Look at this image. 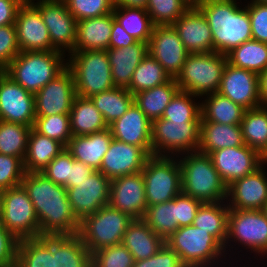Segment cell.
Wrapping results in <instances>:
<instances>
[{"label":"cell","instance_id":"obj_38","mask_svg":"<svg viewBox=\"0 0 267 267\" xmlns=\"http://www.w3.org/2000/svg\"><path fill=\"white\" fill-rule=\"evenodd\" d=\"M240 126L244 143L264 156L267 153V106L245 110Z\"/></svg>","mask_w":267,"mask_h":267},{"label":"cell","instance_id":"obj_48","mask_svg":"<svg viewBox=\"0 0 267 267\" xmlns=\"http://www.w3.org/2000/svg\"><path fill=\"white\" fill-rule=\"evenodd\" d=\"M133 265V255L122 243L92 253L91 267H133Z\"/></svg>","mask_w":267,"mask_h":267},{"label":"cell","instance_id":"obj_65","mask_svg":"<svg viewBox=\"0 0 267 267\" xmlns=\"http://www.w3.org/2000/svg\"><path fill=\"white\" fill-rule=\"evenodd\" d=\"M122 0H111L114 6H117Z\"/></svg>","mask_w":267,"mask_h":267},{"label":"cell","instance_id":"obj_63","mask_svg":"<svg viewBox=\"0 0 267 267\" xmlns=\"http://www.w3.org/2000/svg\"><path fill=\"white\" fill-rule=\"evenodd\" d=\"M4 190L0 189V220L3 213Z\"/></svg>","mask_w":267,"mask_h":267},{"label":"cell","instance_id":"obj_49","mask_svg":"<svg viewBox=\"0 0 267 267\" xmlns=\"http://www.w3.org/2000/svg\"><path fill=\"white\" fill-rule=\"evenodd\" d=\"M64 2L76 21L107 15L112 13L115 7L111 0H64Z\"/></svg>","mask_w":267,"mask_h":267},{"label":"cell","instance_id":"obj_44","mask_svg":"<svg viewBox=\"0 0 267 267\" xmlns=\"http://www.w3.org/2000/svg\"><path fill=\"white\" fill-rule=\"evenodd\" d=\"M32 127L0 120V154L25 158Z\"/></svg>","mask_w":267,"mask_h":267},{"label":"cell","instance_id":"obj_69","mask_svg":"<svg viewBox=\"0 0 267 267\" xmlns=\"http://www.w3.org/2000/svg\"><path fill=\"white\" fill-rule=\"evenodd\" d=\"M211 1H234V0H211Z\"/></svg>","mask_w":267,"mask_h":267},{"label":"cell","instance_id":"obj_19","mask_svg":"<svg viewBox=\"0 0 267 267\" xmlns=\"http://www.w3.org/2000/svg\"><path fill=\"white\" fill-rule=\"evenodd\" d=\"M109 205L133 219H143L147 204L142 171L111 179Z\"/></svg>","mask_w":267,"mask_h":267},{"label":"cell","instance_id":"obj_42","mask_svg":"<svg viewBox=\"0 0 267 267\" xmlns=\"http://www.w3.org/2000/svg\"><path fill=\"white\" fill-rule=\"evenodd\" d=\"M171 78L162 65L148 53L135 69L127 89L134 95L165 84Z\"/></svg>","mask_w":267,"mask_h":267},{"label":"cell","instance_id":"obj_33","mask_svg":"<svg viewBox=\"0 0 267 267\" xmlns=\"http://www.w3.org/2000/svg\"><path fill=\"white\" fill-rule=\"evenodd\" d=\"M72 136H84L108 128L102 114L90 98L76 96L69 113Z\"/></svg>","mask_w":267,"mask_h":267},{"label":"cell","instance_id":"obj_64","mask_svg":"<svg viewBox=\"0 0 267 267\" xmlns=\"http://www.w3.org/2000/svg\"><path fill=\"white\" fill-rule=\"evenodd\" d=\"M16 2H18L20 5H33L34 4V0H15Z\"/></svg>","mask_w":267,"mask_h":267},{"label":"cell","instance_id":"obj_61","mask_svg":"<svg viewBox=\"0 0 267 267\" xmlns=\"http://www.w3.org/2000/svg\"><path fill=\"white\" fill-rule=\"evenodd\" d=\"M148 0H122L117 6L146 9Z\"/></svg>","mask_w":267,"mask_h":267},{"label":"cell","instance_id":"obj_67","mask_svg":"<svg viewBox=\"0 0 267 267\" xmlns=\"http://www.w3.org/2000/svg\"><path fill=\"white\" fill-rule=\"evenodd\" d=\"M267 162V153L263 156V163L265 164Z\"/></svg>","mask_w":267,"mask_h":267},{"label":"cell","instance_id":"obj_1","mask_svg":"<svg viewBox=\"0 0 267 267\" xmlns=\"http://www.w3.org/2000/svg\"><path fill=\"white\" fill-rule=\"evenodd\" d=\"M25 188L40 225V237L78 234L80 222L75 217L63 185L55 184L41 173H25Z\"/></svg>","mask_w":267,"mask_h":267},{"label":"cell","instance_id":"obj_35","mask_svg":"<svg viewBox=\"0 0 267 267\" xmlns=\"http://www.w3.org/2000/svg\"><path fill=\"white\" fill-rule=\"evenodd\" d=\"M208 99L201 104V121L228 125H239L243 119L245 108L234 103L218 92L209 93Z\"/></svg>","mask_w":267,"mask_h":267},{"label":"cell","instance_id":"obj_23","mask_svg":"<svg viewBox=\"0 0 267 267\" xmlns=\"http://www.w3.org/2000/svg\"><path fill=\"white\" fill-rule=\"evenodd\" d=\"M263 164L254 172L231 183L227 195L228 207L239 210H263L267 202V177ZM232 198V200H231Z\"/></svg>","mask_w":267,"mask_h":267},{"label":"cell","instance_id":"obj_31","mask_svg":"<svg viewBox=\"0 0 267 267\" xmlns=\"http://www.w3.org/2000/svg\"><path fill=\"white\" fill-rule=\"evenodd\" d=\"M92 254L78 234L53 235V267H91Z\"/></svg>","mask_w":267,"mask_h":267},{"label":"cell","instance_id":"obj_6","mask_svg":"<svg viewBox=\"0 0 267 267\" xmlns=\"http://www.w3.org/2000/svg\"><path fill=\"white\" fill-rule=\"evenodd\" d=\"M227 62L219 52L190 53L175 78L179 90L199 97L217 92Z\"/></svg>","mask_w":267,"mask_h":267},{"label":"cell","instance_id":"obj_47","mask_svg":"<svg viewBox=\"0 0 267 267\" xmlns=\"http://www.w3.org/2000/svg\"><path fill=\"white\" fill-rule=\"evenodd\" d=\"M188 9L182 0H148L145 10L154 25H172Z\"/></svg>","mask_w":267,"mask_h":267},{"label":"cell","instance_id":"obj_26","mask_svg":"<svg viewBox=\"0 0 267 267\" xmlns=\"http://www.w3.org/2000/svg\"><path fill=\"white\" fill-rule=\"evenodd\" d=\"M106 51L114 85L127 88L135 69L148 54V43L137 41L127 47L109 48Z\"/></svg>","mask_w":267,"mask_h":267},{"label":"cell","instance_id":"obj_30","mask_svg":"<svg viewBox=\"0 0 267 267\" xmlns=\"http://www.w3.org/2000/svg\"><path fill=\"white\" fill-rule=\"evenodd\" d=\"M245 145L241 126L214 122H200L198 151L210 154L213 151Z\"/></svg>","mask_w":267,"mask_h":267},{"label":"cell","instance_id":"obj_7","mask_svg":"<svg viewBox=\"0 0 267 267\" xmlns=\"http://www.w3.org/2000/svg\"><path fill=\"white\" fill-rule=\"evenodd\" d=\"M165 243L185 267H209L225 252L214 236L193 225L179 227Z\"/></svg>","mask_w":267,"mask_h":267},{"label":"cell","instance_id":"obj_8","mask_svg":"<svg viewBox=\"0 0 267 267\" xmlns=\"http://www.w3.org/2000/svg\"><path fill=\"white\" fill-rule=\"evenodd\" d=\"M132 221L129 215L108 204L80 222L78 235L92 254L98 249L122 243Z\"/></svg>","mask_w":267,"mask_h":267},{"label":"cell","instance_id":"obj_32","mask_svg":"<svg viewBox=\"0 0 267 267\" xmlns=\"http://www.w3.org/2000/svg\"><path fill=\"white\" fill-rule=\"evenodd\" d=\"M64 148L58 141L50 139L32 128L23 160L25 173H41Z\"/></svg>","mask_w":267,"mask_h":267},{"label":"cell","instance_id":"obj_28","mask_svg":"<svg viewBox=\"0 0 267 267\" xmlns=\"http://www.w3.org/2000/svg\"><path fill=\"white\" fill-rule=\"evenodd\" d=\"M112 139L111 131L107 128L89 135L73 136L66 149L75 160L99 170Z\"/></svg>","mask_w":267,"mask_h":267},{"label":"cell","instance_id":"obj_3","mask_svg":"<svg viewBox=\"0 0 267 267\" xmlns=\"http://www.w3.org/2000/svg\"><path fill=\"white\" fill-rule=\"evenodd\" d=\"M186 155L179 159L182 193L203 203L227 200V186L214 168L210 155L199 151Z\"/></svg>","mask_w":267,"mask_h":267},{"label":"cell","instance_id":"obj_37","mask_svg":"<svg viewBox=\"0 0 267 267\" xmlns=\"http://www.w3.org/2000/svg\"><path fill=\"white\" fill-rule=\"evenodd\" d=\"M202 203L199 207L192 225L209 232L214 236L226 250V239L228 235V212L229 207L225 204ZM224 206V207H223Z\"/></svg>","mask_w":267,"mask_h":267},{"label":"cell","instance_id":"obj_20","mask_svg":"<svg viewBox=\"0 0 267 267\" xmlns=\"http://www.w3.org/2000/svg\"><path fill=\"white\" fill-rule=\"evenodd\" d=\"M217 92L246 110L261 106L258 74L234 67L228 62L224 68Z\"/></svg>","mask_w":267,"mask_h":267},{"label":"cell","instance_id":"obj_57","mask_svg":"<svg viewBox=\"0 0 267 267\" xmlns=\"http://www.w3.org/2000/svg\"><path fill=\"white\" fill-rule=\"evenodd\" d=\"M95 171L91 166L86 165L84 162L75 160L71 154V172L70 178L63 185L65 188H71L76 186V183H80L85 179H88L89 176Z\"/></svg>","mask_w":267,"mask_h":267},{"label":"cell","instance_id":"obj_13","mask_svg":"<svg viewBox=\"0 0 267 267\" xmlns=\"http://www.w3.org/2000/svg\"><path fill=\"white\" fill-rule=\"evenodd\" d=\"M33 5L48 28L52 45L59 51L71 53L76 42L77 21L64 0H39Z\"/></svg>","mask_w":267,"mask_h":267},{"label":"cell","instance_id":"obj_66","mask_svg":"<svg viewBox=\"0 0 267 267\" xmlns=\"http://www.w3.org/2000/svg\"><path fill=\"white\" fill-rule=\"evenodd\" d=\"M263 211H264V213H265V215H266V217H267V202H266V204H265V206H264V208H263Z\"/></svg>","mask_w":267,"mask_h":267},{"label":"cell","instance_id":"obj_54","mask_svg":"<svg viewBox=\"0 0 267 267\" xmlns=\"http://www.w3.org/2000/svg\"><path fill=\"white\" fill-rule=\"evenodd\" d=\"M133 267H185L179 256L165 243L154 255L134 261Z\"/></svg>","mask_w":267,"mask_h":267},{"label":"cell","instance_id":"obj_18","mask_svg":"<svg viewBox=\"0 0 267 267\" xmlns=\"http://www.w3.org/2000/svg\"><path fill=\"white\" fill-rule=\"evenodd\" d=\"M76 96L73 74L66 67L35 94V115L69 114Z\"/></svg>","mask_w":267,"mask_h":267},{"label":"cell","instance_id":"obj_5","mask_svg":"<svg viewBox=\"0 0 267 267\" xmlns=\"http://www.w3.org/2000/svg\"><path fill=\"white\" fill-rule=\"evenodd\" d=\"M69 59L77 96L90 98L115 87L106 50L72 51Z\"/></svg>","mask_w":267,"mask_h":267},{"label":"cell","instance_id":"obj_16","mask_svg":"<svg viewBox=\"0 0 267 267\" xmlns=\"http://www.w3.org/2000/svg\"><path fill=\"white\" fill-rule=\"evenodd\" d=\"M148 53L172 78H176L181 72L186 57L190 54L173 25L154 26L148 41Z\"/></svg>","mask_w":267,"mask_h":267},{"label":"cell","instance_id":"obj_21","mask_svg":"<svg viewBox=\"0 0 267 267\" xmlns=\"http://www.w3.org/2000/svg\"><path fill=\"white\" fill-rule=\"evenodd\" d=\"M17 44L20 51H54L47 26L34 5H21L16 20Z\"/></svg>","mask_w":267,"mask_h":267},{"label":"cell","instance_id":"obj_50","mask_svg":"<svg viewBox=\"0 0 267 267\" xmlns=\"http://www.w3.org/2000/svg\"><path fill=\"white\" fill-rule=\"evenodd\" d=\"M25 170L19 157L0 154V189L21 185Z\"/></svg>","mask_w":267,"mask_h":267},{"label":"cell","instance_id":"obj_41","mask_svg":"<svg viewBox=\"0 0 267 267\" xmlns=\"http://www.w3.org/2000/svg\"><path fill=\"white\" fill-rule=\"evenodd\" d=\"M113 14L128 34L137 41L148 43L155 25L145 9L115 6Z\"/></svg>","mask_w":267,"mask_h":267},{"label":"cell","instance_id":"obj_22","mask_svg":"<svg viewBox=\"0 0 267 267\" xmlns=\"http://www.w3.org/2000/svg\"><path fill=\"white\" fill-rule=\"evenodd\" d=\"M149 157L141 147L113 138L102 159L99 171L110 180L139 173Z\"/></svg>","mask_w":267,"mask_h":267},{"label":"cell","instance_id":"obj_39","mask_svg":"<svg viewBox=\"0 0 267 267\" xmlns=\"http://www.w3.org/2000/svg\"><path fill=\"white\" fill-rule=\"evenodd\" d=\"M107 126L122 117L134 102V95L124 87H114L90 97Z\"/></svg>","mask_w":267,"mask_h":267},{"label":"cell","instance_id":"obj_43","mask_svg":"<svg viewBox=\"0 0 267 267\" xmlns=\"http://www.w3.org/2000/svg\"><path fill=\"white\" fill-rule=\"evenodd\" d=\"M143 220L166 241L179 227L177 224L176 197L165 203L148 206Z\"/></svg>","mask_w":267,"mask_h":267},{"label":"cell","instance_id":"obj_45","mask_svg":"<svg viewBox=\"0 0 267 267\" xmlns=\"http://www.w3.org/2000/svg\"><path fill=\"white\" fill-rule=\"evenodd\" d=\"M192 96L197 97L179 90L165 108L161 118L170 121H201V104L197 105Z\"/></svg>","mask_w":267,"mask_h":267},{"label":"cell","instance_id":"obj_4","mask_svg":"<svg viewBox=\"0 0 267 267\" xmlns=\"http://www.w3.org/2000/svg\"><path fill=\"white\" fill-rule=\"evenodd\" d=\"M63 54L59 50L20 51L3 71L35 95L67 67Z\"/></svg>","mask_w":267,"mask_h":267},{"label":"cell","instance_id":"obj_17","mask_svg":"<svg viewBox=\"0 0 267 267\" xmlns=\"http://www.w3.org/2000/svg\"><path fill=\"white\" fill-rule=\"evenodd\" d=\"M214 168L228 187L234 181L254 172L263 163V156L246 144L211 152Z\"/></svg>","mask_w":267,"mask_h":267},{"label":"cell","instance_id":"obj_60","mask_svg":"<svg viewBox=\"0 0 267 267\" xmlns=\"http://www.w3.org/2000/svg\"><path fill=\"white\" fill-rule=\"evenodd\" d=\"M258 83L261 106H267V68L258 74Z\"/></svg>","mask_w":267,"mask_h":267},{"label":"cell","instance_id":"obj_34","mask_svg":"<svg viewBox=\"0 0 267 267\" xmlns=\"http://www.w3.org/2000/svg\"><path fill=\"white\" fill-rule=\"evenodd\" d=\"M15 267H53V235L20 240Z\"/></svg>","mask_w":267,"mask_h":267},{"label":"cell","instance_id":"obj_59","mask_svg":"<svg viewBox=\"0 0 267 267\" xmlns=\"http://www.w3.org/2000/svg\"><path fill=\"white\" fill-rule=\"evenodd\" d=\"M20 4L15 0H0V27L5 25H15Z\"/></svg>","mask_w":267,"mask_h":267},{"label":"cell","instance_id":"obj_9","mask_svg":"<svg viewBox=\"0 0 267 267\" xmlns=\"http://www.w3.org/2000/svg\"><path fill=\"white\" fill-rule=\"evenodd\" d=\"M170 156H150L142 170L146 204L152 206L173 200L182 193L180 163Z\"/></svg>","mask_w":267,"mask_h":267},{"label":"cell","instance_id":"obj_68","mask_svg":"<svg viewBox=\"0 0 267 267\" xmlns=\"http://www.w3.org/2000/svg\"><path fill=\"white\" fill-rule=\"evenodd\" d=\"M254 2H262V3H267V0H252Z\"/></svg>","mask_w":267,"mask_h":267},{"label":"cell","instance_id":"obj_2","mask_svg":"<svg viewBox=\"0 0 267 267\" xmlns=\"http://www.w3.org/2000/svg\"><path fill=\"white\" fill-rule=\"evenodd\" d=\"M235 1L204 2L199 9L211 28L214 52L227 55L237 46L252 39L251 23L246 6Z\"/></svg>","mask_w":267,"mask_h":267},{"label":"cell","instance_id":"obj_12","mask_svg":"<svg viewBox=\"0 0 267 267\" xmlns=\"http://www.w3.org/2000/svg\"><path fill=\"white\" fill-rule=\"evenodd\" d=\"M251 251L267 253V217L263 210H239L230 208L228 212V235Z\"/></svg>","mask_w":267,"mask_h":267},{"label":"cell","instance_id":"obj_14","mask_svg":"<svg viewBox=\"0 0 267 267\" xmlns=\"http://www.w3.org/2000/svg\"><path fill=\"white\" fill-rule=\"evenodd\" d=\"M110 179L95 170L88 179L66 188L68 201L79 222L109 204Z\"/></svg>","mask_w":267,"mask_h":267},{"label":"cell","instance_id":"obj_58","mask_svg":"<svg viewBox=\"0 0 267 267\" xmlns=\"http://www.w3.org/2000/svg\"><path fill=\"white\" fill-rule=\"evenodd\" d=\"M137 42V40L128 34L123 27L116 21H113L109 48L127 47Z\"/></svg>","mask_w":267,"mask_h":267},{"label":"cell","instance_id":"obj_53","mask_svg":"<svg viewBox=\"0 0 267 267\" xmlns=\"http://www.w3.org/2000/svg\"><path fill=\"white\" fill-rule=\"evenodd\" d=\"M246 8L251 23L252 39L267 43V3L252 1Z\"/></svg>","mask_w":267,"mask_h":267},{"label":"cell","instance_id":"obj_25","mask_svg":"<svg viewBox=\"0 0 267 267\" xmlns=\"http://www.w3.org/2000/svg\"><path fill=\"white\" fill-rule=\"evenodd\" d=\"M172 25L189 53L214 52L211 28L199 8H189Z\"/></svg>","mask_w":267,"mask_h":267},{"label":"cell","instance_id":"obj_51","mask_svg":"<svg viewBox=\"0 0 267 267\" xmlns=\"http://www.w3.org/2000/svg\"><path fill=\"white\" fill-rule=\"evenodd\" d=\"M20 53L17 44L15 25L0 27V71H3L10 62Z\"/></svg>","mask_w":267,"mask_h":267},{"label":"cell","instance_id":"obj_40","mask_svg":"<svg viewBox=\"0 0 267 267\" xmlns=\"http://www.w3.org/2000/svg\"><path fill=\"white\" fill-rule=\"evenodd\" d=\"M232 66L260 74L267 68V43L249 40L227 54Z\"/></svg>","mask_w":267,"mask_h":267},{"label":"cell","instance_id":"obj_46","mask_svg":"<svg viewBox=\"0 0 267 267\" xmlns=\"http://www.w3.org/2000/svg\"><path fill=\"white\" fill-rule=\"evenodd\" d=\"M32 128L36 132L58 141L65 148L73 137L70 128L69 114L36 116Z\"/></svg>","mask_w":267,"mask_h":267},{"label":"cell","instance_id":"obj_10","mask_svg":"<svg viewBox=\"0 0 267 267\" xmlns=\"http://www.w3.org/2000/svg\"><path fill=\"white\" fill-rule=\"evenodd\" d=\"M199 144L200 121H170L164 118L152 121L151 145L154 156L198 151Z\"/></svg>","mask_w":267,"mask_h":267},{"label":"cell","instance_id":"obj_11","mask_svg":"<svg viewBox=\"0 0 267 267\" xmlns=\"http://www.w3.org/2000/svg\"><path fill=\"white\" fill-rule=\"evenodd\" d=\"M0 224L19 241L40 237L34 205L22 185L4 190Z\"/></svg>","mask_w":267,"mask_h":267},{"label":"cell","instance_id":"obj_27","mask_svg":"<svg viewBox=\"0 0 267 267\" xmlns=\"http://www.w3.org/2000/svg\"><path fill=\"white\" fill-rule=\"evenodd\" d=\"M114 14L85 18L77 21L76 42L73 51L109 49Z\"/></svg>","mask_w":267,"mask_h":267},{"label":"cell","instance_id":"obj_15","mask_svg":"<svg viewBox=\"0 0 267 267\" xmlns=\"http://www.w3.org/2000/svg\"><path fill=\"white\" fill-rule=\"evenodd\" d=\"M35 95L0 71V120L33 127Z\"/></svg>","mask_w":267,"mask_h":267},{"label":"cell","instance_id":"obj_29","mask_svg":"<svg viewBox=\"0 0 267 267\" xmlns=\"http://www.w3.org/2000/svg\"><path fill=\"white\" fill-rule=\"evenodd\" d=\"M122 244L137 261L154 256L165 241L143 219H133L124 233Z\"/></svg>","mask_w":267,"mask_h":267},{"label":"cell","instance_id":"obj_62","mask_svg":"<svg viewBox=\"0 0 267 267\" xmlns=\"http://www.w3.org/2000/svg\"><path fill=\"white\" fill-rule=\"evenodd\" d=\"M188 8H199L207 0H182Z\"/></svg>","mask_w":267,"mask_h":267},{"label":"cell","instance_id":"obj_52","mask_svg":"<svg viewBox=\"0 0 267 267\" xmlns=\"http://www.w3.org/2000/svg\"><path fill=\"white\" fill-rule=\"evenodd\" d=\"M71 153L64 148L42 171L55 184L64 185L70 178Z\"/></svg>","mask_w":267,"mask_h":267},{"label":"cell","instance_id":"obj_55","mask_svg":"<svg viewBox=\"0 0 267 267\" xmlns=\"http://www.w3.org/2000/svg\"><path fill=\"white\" fill-rule=\"evenodd\" d=\"M203 202L183 193L176 196L178 227L192 225L196 213Z\"/></svg>","mask_w":267,"mask_h":267},{"label":"cell","instance_id":"obj_24","mask_svg":"<svg viewBox=\"0 0 267 267\" xmlns=\"http://www.w3.org/2000/svg\"><path fill=\"white\" fill-rule=\"evenodd\" d=\"M114 139L141 147L153 156L151 145L152 121L133 102L126 113L108 126Z\"/></svg>","mask_w":267,"mask_h":267},{"label":"cell","instance_id":"obj_36","mask_svg":"<svg viewBox=\"0 0 267 267\" xmlns=\"http://www.w3.org/2000/svg\"><path fill=\"white\" fill-rule=\"evenodd\" d=\"M179 91L175 78L165 84L134 94V102L150 121L161 118L165 108Z\"/></svg>","mask_w":267,"mask_h":267},{"label":"cell","instance_id":"obj_56","mask_svg":"<svg viewBox=\"0 0 267 267\" xmlns=\"http://www.w3.org/2000/svg\"><path fill=\"white\" fill-rule=\"evenodd\" d=\"M18 242L19 240L0 224V267H15Z\"/></svg>","mask_w":267,"mask_h":267}]
</instances>
